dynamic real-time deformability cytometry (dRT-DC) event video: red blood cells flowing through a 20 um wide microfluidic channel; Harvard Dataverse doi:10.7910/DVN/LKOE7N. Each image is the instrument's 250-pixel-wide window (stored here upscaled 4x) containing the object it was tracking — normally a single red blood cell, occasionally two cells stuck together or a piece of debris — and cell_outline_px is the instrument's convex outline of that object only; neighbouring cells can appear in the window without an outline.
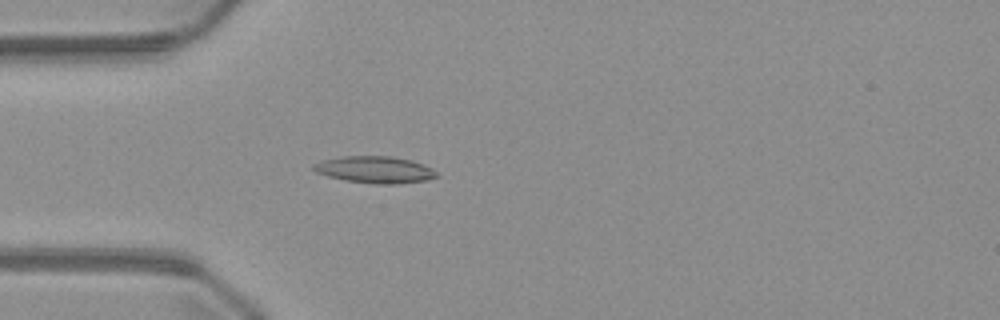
{"species": "common noctule bat (a hibernating species)", "species_latin": "Nyctalus noctula", "temperature_condition": "warm", "stored_images_in_passage": 51, "camera_frame_rate_fps": 3000, "um_per_image_px": 0.085, "animal": {"sex": "male", "body_mass_g": 23.1, "forearm_length_mm": 52.7}, "frame": {"image": 1, "passage_image": 15, "time_ms": 4.667, "image_size_px": [1000, 320], "cell_outline_px": [[440, 176], [428, 180], [400, 184], [376, 184], [344, 180], [328, 176], [316, 172], [312, 168], [312, 164], [324, 160], [344, 156], [392, 156], [424, 164], [432, 168]], "centroid_in_image_um": [31.9, 14.43], "position_along_channel_um": 53.1, "area_um2": 19.31}}
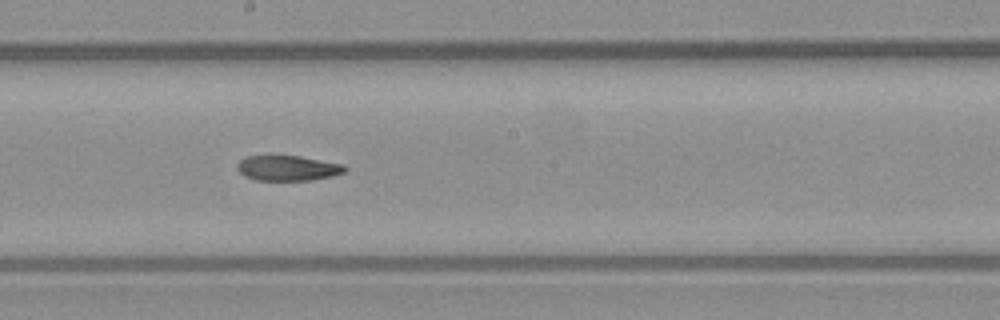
{"frame": {"image": 2, "passage_image": 28, "time_ms": 9.0, "image_size_px": [1000, 320], "cell_outline_px": [[348, 168], [344, 172], [332, 176], [308, 180], [256, 180], [244, 176], [236, 168], [236, 164], [244, 156], [272, 152], [300, 156], [344, 164]], "centroid_in_image_um": [24.38, 14.23], "position_along_channel_um": 223.8, "area_um2": 16.65}}
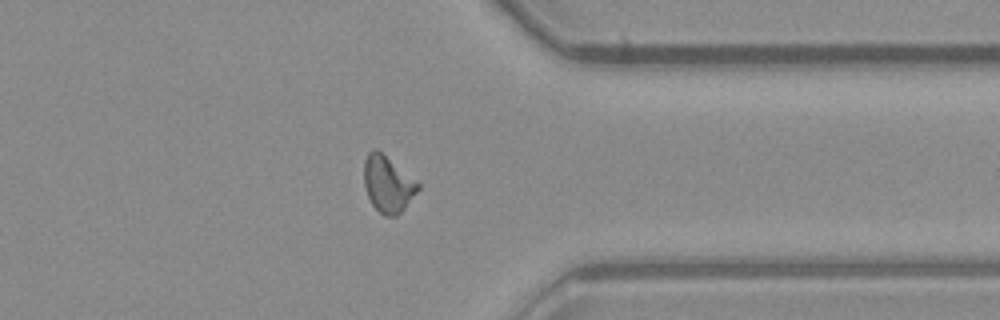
{"frame": {"image": 3, "passage_image": 40, "time_ms": 13.0, "image_size_px": [1000, 320], "cell_outline_px": [[420, 188], [404, 208], [396, 216], [384, 216], [372, 204], [368, 196], [364, 184], [364, 160], [368, 152], [372, 148], [376, 148], [420, 184]], "centroid_in_image_um": [32.94, 15.64], "position_along_channel_um": 378.5, "area_um2": 17.46}}